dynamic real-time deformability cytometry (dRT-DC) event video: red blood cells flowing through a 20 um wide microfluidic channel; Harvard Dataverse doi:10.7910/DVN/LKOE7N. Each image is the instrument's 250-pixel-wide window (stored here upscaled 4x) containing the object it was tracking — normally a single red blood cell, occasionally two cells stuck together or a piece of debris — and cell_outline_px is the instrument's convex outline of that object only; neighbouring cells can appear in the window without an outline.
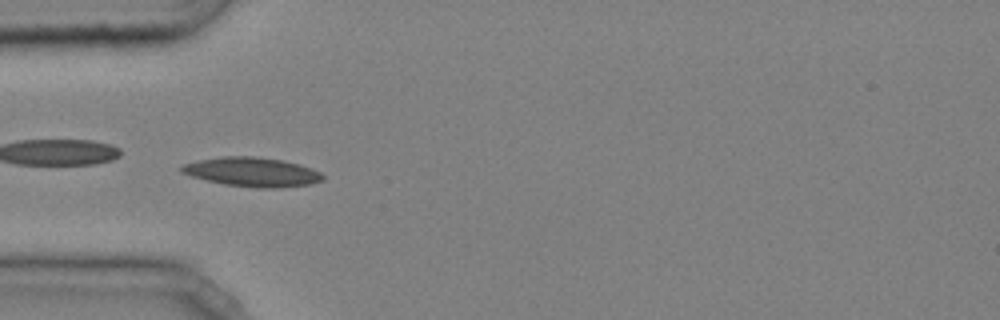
{"species": "common noctule bat (a hibernating species)", "species_latin": "Nyctalus noctula", "temperature_condition": "cold", "stored_images_in_passage": 46, "camera_frame_rate_fps": 3000, "um_per_image_px": 0.085, "animal": {"sex": "male", "body_mass_g": 20.4}, "frame": {"image": 1, "passage_image": 14, "time_ms": 4.333, "image_size_px": [1000, 320], "cell_outline_px": [[324, 180], [312, 184], [276, 188], [260, 188], [224, 184], [192, 176], [180, 172], [180, 168], [184, 164], [200, 160], [224, 156], [256, 156], [280, 160], [300, 164], [312, 168], [320, 172], [324, 176]], "centroid_in_image_um": [21.48, 14.62], "position_along_channel_um": 63.5, "area_um2": 23.93}, "authors_computed_cell_mechanics": {"area_um2": 21.3282, "velocity_mm_per_s": 4.0411, "shape_relaxation_time_tau1_ms": 7.4693, "shape_relaxation_time_tau2_ms": 6.8679, "deformation_change_tau1": 0.1611, "deformation_change_tau2": 0.1168}}